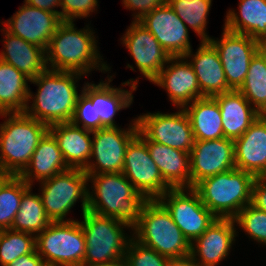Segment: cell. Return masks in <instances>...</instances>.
<instances>
[{
	"label": "cell",
	"mask_w": 266,
	"mask_h": 266,
	"mask_svg": "<svg viewBox=\"0 0 266 266\" xmlns=\"http://www.w3.org/2000/svg\"><path fill=\"white\" fill-rule=\"evenodd\" d=\"M82 74L46 69L30 80L38 86L33 97L29 88L32 106L26 105L24 113L48 127L58 123L71 122L80 94L77 91L78 79ZM77 79V80H76Z\"/></svg>",
	"instance_id": "1"
},
{
	"label": "cell",
	"mask_w": 266,
	"mask_h": 266,
	"mask_svg": "<svg viewBox=\"0 0 266 266\" xmlns=\"http://www.w3.org/2000/svg\"><path fill=\"white\" fill-rule=\"evenodd\" d=\"M92 31L88 25L83 30H77L73 21H62L45 51L46 65L50 64L47 69L51 67V70L77 72L82 75L92 69L108 72L110 67L101 61L103 59Z\"/></svg>",
	"instance_id": "2"
},
{
	"label": "cell",
	"mask_w": 266,
	"mask_h": 266,
	"mask_svg": "<svg viewBox=\"0 0 266 266\" xmlns=\"http://www.w3.org/2000/svg\"><path fill=\"white\" fill-rule=\"evenodd\" d=\"M94 194L88 191V211L112 217L133 229L148 201L122 172L88 175ZM95 195V196H94Z\"/></svg>",
	"instance_id": "3"
},
{
	"label": "cell",
	"mask_w": 266,
	"mask_h": 266,
	"mask_svg": "<svg viewBox=\"0 0 266 266\" xmlns=\"http://www.w3.org/2000/svg\"><path fill=\"white\" fill-rule=\"evenodd\" d=\"M0 116L6 118L0 124V168L19 176L29 165L32 154L49 127L24 112L2 113Z\"/></svg>",
	"instance_id": "4"
},
{
	"label": "cell",
	"mask_w": 266,
	"mask_h": 266,
	"mask_svg": "<svg viewBox=\"0 0 266 266\" xmlns=\"http://www.w3.org/2000/svg\"><path fill=\"white\" fill-rule=\"evenodd\" d=\"M255 178L249 172L233 168L201 180L193 189L217 218L233 219L245 206L251 204Z\"/></svg>",
	"instance_id": "5"
},
{
	"label": "cell",
	"mask_w": 266,
	"mask_h": 266,
	"mask_svg": "<svg viewBox=\"0 0 266 266\" xmlns=\"http://www.w3.org/2000/svg\"><path fill=\"white\" fill-rule=\"evenodd\" d=\"M132 230L136 241L163 256L180 258L190 255L191 243L158 200H148L143 205L138 223Z\"/></svg>",
	"instance_id": "6"
},
{
	"label": "cell",
	"mask_w": 266,
	"mask_h": 266,
	"mask_svg": "<svg viewBox=\"0 0 266 266\" xmlns=\"http://www.w3.org/2000/svg\"><path fill=\"white\" fill-rule=\"evenodd\" d=\"M80 222L85 236L83 266H105L124 260L131 236H125L128 225L112 217L85 211ZM128 238V239H127Z\"/></svg>",
	"instance_id": "7"
},
{
	"label": "cell",
	"mask_w": 266,
	"mask_h": 266,
	"mask_svg": "<svg viewBox=\"0 0 266 266\" xmlns=\"http://www.w3.org/2000/svg\"><path fill=\"white\" fill-rule=\"evenodd\" d=\"M85 236L79 221L51 222L36 236V251L47 266H83Z\"/></svg>",
	"instance_id": "8"
},
{
	"label": "cell",
	"mask_w": 266,
	"mask_h": 266,
	"mask_svg": "<svg viewBox=\"0 0 266 266\" xmlns=\"http://www.w3.org/2000/svg\"><path fill=\"white\" fill-rule=\"evenodd\" d=\"M88 175L83 169H69L41 183L40 195L51 222L64 220L69 210L81 198L82 214L88 209Z\"/></svg>",
	"instance_id": "9"
},
{
	"label": "cell",
	"mask_w": 266,
	"mask_h": 266,
	"mask_svg": "<svg viewBox=\"0 0 266 266\" xmlns=\"http://www.w3.org/2000/svg\"><path fill=\"white\" fill-rule=\"evenodd\" d=\"M158 201L170 213L174 223L190 243L217 219L193 188H171Z\"/></svg>",
	"instance_id": "10"
},
{
	"label": "cell",
	"mask_w": 266,
	"mask_h": 266,
	"mask_svg": "<svg viewBox=\"0 0 266 266\" xmlns=\"http://www.w3.org/2000/svg\"><path fill=\"white\" fill-rule=\"evenodd\" d=\"M182 109V110H180ZM138 133L145 139L184 152H191L195 138L184 108L176 113H146L136 118Z\"/></svg>",
	"instance_id": "11"
},
{
	"label": "cell",
	"mask_w": 266,
	"mask_h": 266,
	"mask_svg": "<svg viewBox=\"0 0 266 266\" xmlns=\"http://www.w3.org/2000/svg\"><path fill=\"white\" fill-rule=\"evenodd\" d=\"M129 127L127 130L104 127L92 132V154L89 164L84 169L87 175L123 171L126 148L138 134L136 118ZM91 158H94L96 163L91 161Z\"/></svg>",
	"instance_id": "12"
},
{
	"label": "cell",
	"mask_w": 266,
	"mask_h": 266,
	"mask_svg": "<svg viewBox=\"0 0 266 266\" xmlns=\"http://www.w3.org/2000/svg\"><path fill=\"white\" fill-rule=\"evenodd\" d=\"M122 173L147 200H158L172 187L152 160L145 139L138 133L128 144Z\"/></svg>",
	"instance_id": "13"
},
{
	"label": "cell",
	"mask_w": 266,
	"mask_h": 266,
	"mask_svg": "<svg viewBox=\"0 0 266 266\" xmlns=\"http://www.w3.org/2000/svg\"><path fill=\"white\" fill-rule=\"evenodd\" d=\"M208 41L219 54L228 86L232 90H238L244 83L250 61L258 52L260 42L225 28L221 39L210 38Z\"/></svg>",
	"instance_id": "14"
},
{
	"label": "cell",
	"mask_w": 266,
	"mask_h": 266,
	"mask_svg": "<svg viewBox=\"0 0 266 266\" xmlns=\"http://www.w3.org/2000/svg\"><path fill=\"white\" fill-rule=\"evenodd\" d=\"M235 167L234 140H195L190 152L191 188L201 180Z\"/></svg>",
	"instance_id": "15"
},
{
	"label": "cell",
	"mask_w": 266,
	"mask_h": 266,
	"mask_svg": "<svg viewBox=\"0 0 266 266\" xmlns=\"http://www.w3.org/2000/svg\"><path fill=\"white\" fill-rule=\"evenodd\" d=\"M161 44L170 57L185 56L191 50L188 27L167 3L139 21Z\"/></svg>",
	"instance_id": "16"
},
{
	"label": "cell",
	"mask_w": 266,
	"mask_h": 266,
	"mask_svg": "<svg viewBox=\"0 0 266 266\" xmlns=\"http://www.w3.org/2000/svg\"><path fill=\"white\" fill-rule=\"evenodd\" d=\"M141 74L152 82L160 73L170 56L156 38L138 21L132 24L122 37Z\"/></svg>",
	"instance_id": "17"
},
{
	"label": "cell",
	"mask_w": 266,
	"mask_h": 266,
	"mask_svg": "<svg viewBox=\"0 0 266 266\" xmlns=\"http://www.w3.org/2000/svg\"><path fill=\"white\" fill-rule=\"evenodd\" d=\"M7 21L2 24L8 32L42 47L45 51L62 22L57 14L31 7L26 3Z\"/></svg>",
	"instance_id": "18"
},
{
	"label": "cell",
	"mask_w": 266,
	"mask_h": 266,
	"mask_svg": "<svg viewBox=\"0 0 266 266\" xmlns=\"http://www.w3.org/2000/svg\"><path fill=\"white\" fill-rule=\"evenodd\" d=\"M170 63L171 65H167L166 69L165 66L162 68L152 82L167 91L173 105L184 108L196 99L202 98L197 76L188 58L170 57L168 64Z\"/></svg>",
	"instance_id": "19"
},
{
	"label": "cell",
	"mask_w": 266,
	"mask_h": 266,
	"mask_svg": "<svg viewBox=\"0 0 266 266\" xmlns=\"http://www.w3.org/2000/svg\"><path fill=\"white\" fill-rule=\"evenodd\" d=\"M234 224V219L217 218L191 243L190 255L199 266H216L228 256L237 234Z\"/></svg>",
	"instance_id": "20"
},
{
	"label": "cell",
	"mask_w": 266,
	"mask_h": 266,
	"mask_svg": "<svg viewBox=\"0 0 266 266\" xmlns=\"http://www.w3.org/2000/svg\"><path fill=\"white\" fill-rule=\"evenodd\" d=\"M234 150L236 169L255 177L266 176V115H260L234 140Z\"/></svg>",
	"instance_id": "21"
},
{
	"label": "cell",
	"mask_w": 266,
	"mask_h": 266,
	"mask_svg": "<svg viewBox=\"0 0 266 266\" xmlns=\"http://www.w3.org/2000/svg\"><path fill=\"white\" fill-rule=\"evenodd\" d=\"M112 76L108 82L100 81L98 85L85 83L82 92L91 100L95 106L96 120H101V128L118 127L114 122V116L121 109L129 107L133 102L132 92L136 90L138 81L133 79L125 81L122 85L131 87V91L113 88L110 86ZM105 82V83H104Z\"/></svg>",
	"instance_id": "22"
},
{
	"label": "cell",
	"mask_w": 266,
	"mask_h": 266,
	"mask_svg": "<svg viewBox=\"0 0 266 266\" xmlns=\"http://www.w3.org/2000/svg\"><path fill=\"white\" fill-rule=\"evenodd\" d=\"M190 57L203 97H214L232 90L227 84L219 54L209 41H201L196 54L191 49L185 55V58Z\"/></svg>",
	"instance_id": "23"
},
{
	"label": "cell",
	"mask_w": 266,
	"mask_h": 266,
	"mask_svg": "<svg viewBox=\"0 0 266 266\" xmlns=\"http://www.w3.org/2000/svg\"><path fill=\"white\" fill-rule=\"evenodd\" d=\"M49 132L57 140L67 166L70 169L84 170L92 154V132L72 122L51 125Z\"/></svg>",
	"instance_id": "24"
},
{
	"label": "cell",
	"mask_w": 266,
	"mask_h": 266,
	"mask_svg": "<svg viewBox=\"0 0 266 266\" xmlns=\"http://www.w3.org/2000/svg\"><path fill=\"white\" fill-rule=\"evenodd\" d=\"M213 98L220 108L225 138H239L261 115L238 90L218 94Z\"/></svg>",
	"instance_id": "25"
},
{
	"label": "cell",
	"mask_w": 266,
	"mask_h": 266,
	"mask_svg": "<svg viewBox=\"0 0 266 266\" xmlns=\"http://www.w3.org/2000/svg\"><path fill=\"white\" fill-rule=\"evenodd\" d=\"M5 39L4 51L0 53V60L11 64L30 80L47 69L46 52L42 47L28 43L3 28Z\"/></svg>",
	"instance_id": "26"
},
{
	"label": "cell",
	"mask_w": 266,
	"mask_h": 266,
	"mask_svg": "<svg viewBox=\"0 0 266 266\" xmlns=\"http://www.w3.org/2000/svg\"><path fill=\"white\" fill-rule=\"evenodd\" d=\"M69 169L57 140L48 131L39 141L29 165L19 176L32 186L34 179L42 182Z\"/></svg>",
	"instance_id": "27"
},
{
	"label": "cell",
	"mask_w": 266,
	"mask_h": 266,
	"mask_svg": "<svg viewBox=\"0 0 266 266\" xmlns=\"http://www.w3.org/2000/svg\"><path fill=\"white\" fill-rule=\"evenodd\" d=\"M154 163L163 179L172 188H191L190 153L145 140Z\"/></svg>",
	"instance_id": "28"
},
{
	"label": "cell",
	"mask_w": 266,
	"mask_h": 266,
	"mask_svg": "<svg viewBox=\"0 0 266 266\" xmlns=\"http://www.w3.org/2000/svg\"><path fill=\"white\" fill-rule=\"evenodd\" d=\"M239 15L227 12L224 28L245 34L258 42H266V0H240Z\"/></svg>",
	"instance_id": "29"
},
{
	"label": "cell",
	"mask_w": 266,
	"mask_h": 266,
	"mask_svg": "<svg viewBox=\"0 0 266 266\" xmlns=\"http://www.w3.org/2000/svg\"><path fill=\"white\" fill-rule=\"evenodd\" d=\"M189 105L184 110L189 116L195 140L224 138L220 108L213 97H202Z\"/></svg>",
	"instance_id": "30"
},
{
	"label": "cell",
	"mask_w": 266,
	"mask_h": 266,
	"mask_svg": "<svg viewBox=\"0 0 266 266\" xmlns=\"http://www.w3.org/2000/svg\"><path fill=\"white\" fill-rule=\"evenodd\" d=\"M30 79L11 64L0 60V114L24 112Z\"/></svg>",
	"instance_id": "31"
},
{
	"label": "cell",
	"mask_w": 266,
	"mask_h": 266,
	"mask_svg": "<svg viewBox=\"0 0 266 266\" xmlns=\"http://www.w3.org/2000/svg\"><path fill=\"white\" fill-rule=\"evenodd\" d=\"M31 190L32 186L23 193L11 230L37 236L51 223V220L45 213L40 195L32 194Z\"/></svg>",
	"instance_id": "32"
},
{
	"label": "cell",
	"mask_w": 266,
	"mask_h": 266,
	"mask_svg": "<svg viewBox=\"0 0 266 266\" xmlns=\"http://www.w3.org/2000/svg\"><path fill=\"white\" fill-rule=\"evenodd\" d=\"M238 91L261 115H266V65L258 52L251 59L244 83Z\"/></svg>",
	"instance_id": "33"
},
{
	"label": "cell",
	"mask_w": 266,
	"mask_h": 266,
	"mask_svg": "<svg viewBox=\"0 0 266 266\" xmlns=\"http://www.w3.org/2000/svg\"><path fill=\"white\" fill-rule=\"evenodd\" d=\"M212 0H180L168 1V4L184 22L198 34L201 41H208L211 37L207 35V16Z\"/></svg>",
	"instance_id": "34"
},
{
	"label": "cell",
	"mask_w": 266,
	"mask_h": 266,
	"mask_svg": "<svg viewBox=\"0 0 266 266\" xmlns=\"http://www.w3.org/2000/svg\"><path fill=\"white\" fill-rule=\"evenodd\" d=\"M30 187L20 176H11L0 188V230L11 229L23 193Z\"/></svg>",
	"instance_id": "35"
},
{
	"label": "cell",
	"mask_w": 266,
	"mask_h": 266,
	"mask_svg": "<svg viewBox=\"0 0 266 266\" xmlns=\"http://www.w3.org/2000/svg\"><path fill=\"white\" fill-rule=\"evenodd\" d=\"M35 251V235L11 229L0 230L1 266H6L18 257Z\"/></svg>",
	"instance_id": "36"
},
{
	"label": "cell",
	"mask_w": 266,
	"mask_h": 266,
	"mask_svg": "<svg viewBox=\"0 0 266 266\" xmlns=\"http://www.w3.org/2000/svg\"><path fill=\"white\" fill-rule=\"evenodd\" d=\"M233 219L239 227L250 235V238L266 245V212L249 204Z\"/></svg>",
	"instance_id": "37"
},
{
	"label": "cell",
	"mask_w": 266,
	"mask_h": 266,
	"mask_svg": "<svg viewBox=\"0 0 266 266\" xmlns=\"http://www.w3.org/2000/svg\"><path fill=\"white\" fill-rule=\"evenodd\" d=\"M169 258L136 241L133 237L128 243L124 261L128 266H167Z\"/></svg>",
	"instance_id": "38"
},
{
	"label": "cell",
	"mask_w": 266,
	"mask_h": 266,
	"mask_svg": "<svg viewBox=\"0 0 266 266\" xmlns=\"http://www.w3.org/2000/svg\"><path fill=\"white\" fill-rule=\"evenodd\" d=\"M71 122L77 126L82 124V128L91 132L101 129V120H96L95 106L83 92L78 97Z\"/></svg>",
	"instance_id": "39"
},
{
	"label": "cell",
	"mask_w": 266,
	"mask_h": 266,
	"mask_svg": "<svg viewBox=\"0 0 266 266\" xmlns=\"http://www.w3.org/2000/svg\"><path fill=\"white\" fill-rule=\"evenodd\" d=\"M98 0H60V18L62 21H75V18L88 17L95 11Z\"/></svg>",
	"instance_id": "40"
},
{
	"label": "cell",
	"mask_w": 266,
	"mask_h": 266,
	"mask_svg": "<svg viewBox=\"0 0 266 266\" xmlns=\"http://www.w3.org/2000/svg\"><path fill=\"white\" fill-rule=\"evenodd\" d=\"M168 3V0H123L124 7L137 11L134 13V21H139L144 15L152 12L158 6H163Z\"/></svg>",
	"instance_id": "41"
},
{
	"label": "cell",
	"mask_w": 266,
	"mask_h": 266,
	"mask_svg": "<svg viewBox=\"0 0 266 266\" xmlns=\"http://www.w3.org/2000/svg\"><path fill=\"white\" fill-rule=\"evenodd\" d=\"M251 205L266 212V176L256 177L252 185Z\"/></svg>",
	"instance_id": "42"
},
{
	"label": "cell",
	"mask_w": 266,
	"mask_h": 266,
	"mask_svg": "<svg viewBox=\"0 0 266 266\" xmlns=\"http://www.w3.org/2000/svg\"><path fill=\"white\" fill-rule=\"evenodd\" d=\"M6 266H47L42 257L35 252L20 256Z\"/></svg>",
	"instance_id": "43"
},
{
	"label": "cell",
	"mask_w": 266,
	"mask_h": 266,
	"mask_svg": "<svg viewBox=\"0 0 266 266\" xmlns=\"http://www.w3.org/2000/svg\"><path fill=\"white\" fill-rule=\"evenodd\" d=\"M24 3L31 7L55 13L60 17V11L54 9L60 7V0H25Z\"/></svg>",
	"instance_id": "44"
},
{
	"label": "cell",
	"mask_w": 266,
	"mask_h": 266,
	"mask_svg": "<svg viewBox=\"0 0 266 266\" xmlns=\"http://www.w3.org/2000/svg\"><path fill=\"white\" fill-rule=\"evenodd\" d=\"M167 266H199L191 255L180 258H169Z\"/></svg>",
	"instance_id": "45"
},
{
	"label": "cell",
	"mask_w": 266,
	"mask_h": 266,
	"mask_svg": "<svg viewBox=\"0 0 266 266\" xmlns=\"http://www.w3.org/2000/svg\"><path fill=\"white\" fill-rule=\"evenodd\" d=\"M12 175L0 168V188Z\"/></svg>",
	"instance_id": "46"
},
{
	"label": "cell",
	"mask_w": 266,
	"mask_h": 266,
	"mask_svg": "<svg viewBox=\"0 0 266 266\" xmlns=\"http://www.w3.org/2000/svg\"><path fill=\"white\" fill-rule=\"evenodd\" d=\"M258 53L264 58V62L266 65V42L260 43Z\"/></svg>",
	"instance_id": "47"
},
{
	"label": "cell",
	"mask_w": 266,
	"mask_h": 266,
	"mask_svg": "<svg viewBox=\"0 0 266 266\" xmlns=\"http://www.w3.org/2000/svg\"><path fill=\"white\" fill-rule=\"evenodd\" d=\"M105 266H128V264L124 260H122L120 262H117L111 265H105Z\"/></svg>",
	"instance_id": "48"
}]
</instances>
